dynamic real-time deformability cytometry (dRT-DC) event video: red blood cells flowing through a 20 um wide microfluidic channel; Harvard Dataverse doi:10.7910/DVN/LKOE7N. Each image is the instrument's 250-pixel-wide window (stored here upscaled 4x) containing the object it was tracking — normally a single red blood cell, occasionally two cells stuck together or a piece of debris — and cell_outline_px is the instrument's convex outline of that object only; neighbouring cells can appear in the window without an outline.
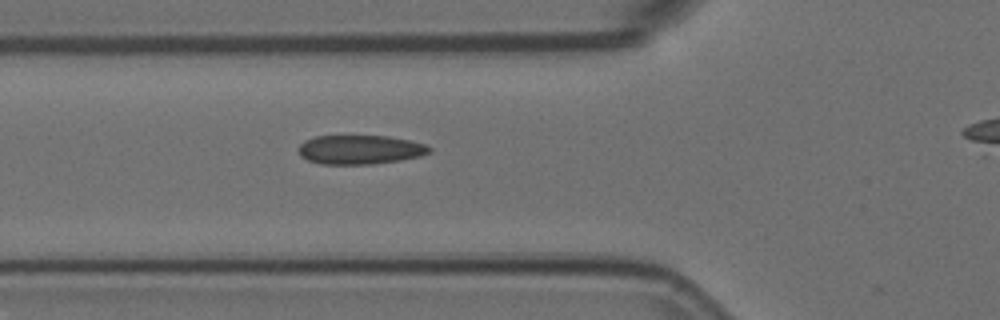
{"species": "Egyptian fruit bat (a non-hibernating species)", "species_latin": "Rousettus aegyptiacus", "temperature_condition": "room temperature", "stored_images_in_passage": 4, "segment_of_instrument_passage": [1, 2], "camera_frame_rate_fps": 3000, "um_per_image_px": 0.085, "animal": {"sex": "female"}, "frame": {"image": 1, "passage_image": 3, "time_ms": 0.667, "image_size_px": [1000, 320], "cell_outline_px": [[432, 152], [420, 156], [400, 160], [372, 164], [320, 164], [308, 160], [300, 156], [296, 148], [304, 140], [316, 136], [388, 136], [408, 140], [424, 144], [432, 148]], "centroid_in_image_um": [30.57, 12.72], "position_along_channel_um": 95.2, "area_um2": 22.31}}